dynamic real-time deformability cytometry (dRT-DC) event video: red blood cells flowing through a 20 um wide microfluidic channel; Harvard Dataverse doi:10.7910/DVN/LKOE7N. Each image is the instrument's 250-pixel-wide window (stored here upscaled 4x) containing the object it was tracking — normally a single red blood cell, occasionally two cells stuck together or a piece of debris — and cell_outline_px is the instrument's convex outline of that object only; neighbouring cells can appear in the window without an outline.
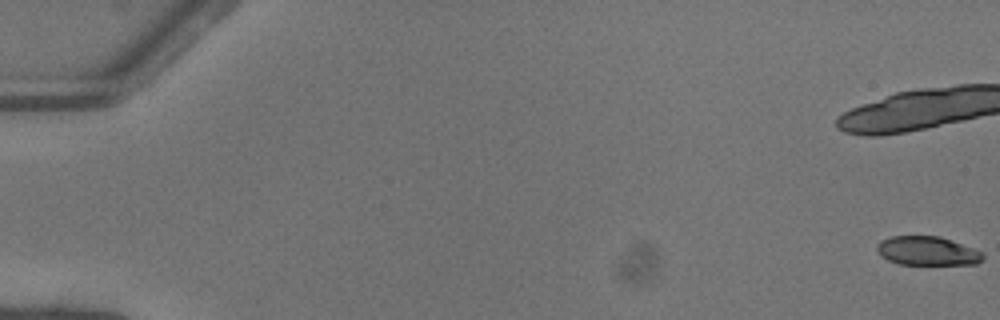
{"species": "common noctule bat (a hibernating species)", "species_latin": "Nyctalus noctula", "temperature_condition": "warm", "stored_images_in_passage": 18, "camera_frame_rate_fps": 3000, "um_per_image_px": 0.085, "animal": {"sex": "female"}, "frame": {"image": 1, "passage_image": 1, "time_ms": 0.0, "image_size_px": [1000, 320], "cell_outline_px": [[984, 260], [976, 264], [900, 264], [888, 260], [880, 256], [876, 248], [876, 244], [880, 240], [888, 236], [940, 236], [952, 240], [984, 252]], "centroid_in_image_um": [78.82, 21.32], "position_along_channel_um": 6.2, "area_um2": 18.09}}